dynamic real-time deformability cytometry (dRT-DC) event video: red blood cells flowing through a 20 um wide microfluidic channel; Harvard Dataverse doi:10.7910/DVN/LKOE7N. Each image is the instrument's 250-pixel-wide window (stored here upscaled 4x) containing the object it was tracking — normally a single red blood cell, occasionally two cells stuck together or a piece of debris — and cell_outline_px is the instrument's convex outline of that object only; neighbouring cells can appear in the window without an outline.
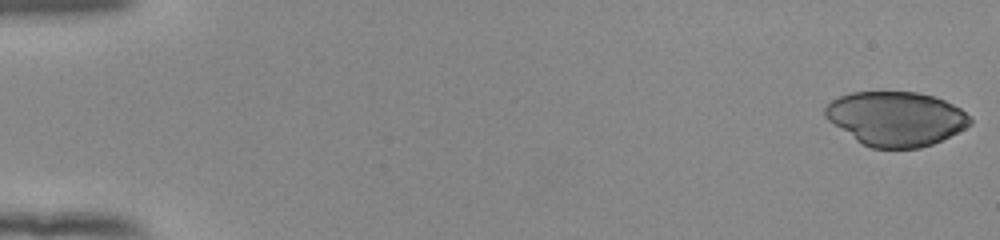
{"species": "human", "species_latin": "Homo sapiens", "temperature_condition": "room temperature", "stored_images_in_passage": 54, "camera_frame_rate_fps": 3000, "um_per_image_px": 0.085, "donor": {"sex": "female"}, "frame": {"image": 1, "passage_image": 1, "time_ms": 0.0, "image_size_px": [1000, 240], "cell_outline_px": [[972, 124], [932, 144], [920, 148], [872, 148], [856, 140], [828, 120], [824, 116], [824, 108], [832, 100], [840, 96], [852, 92], [916, 92], [932, 96], [944, 100], [960, 108], [972, 120]], "centroid_in_image_um": [76.13, 10.08], "position_along_channel_um": 8.9, "area_um2": 45.43}}
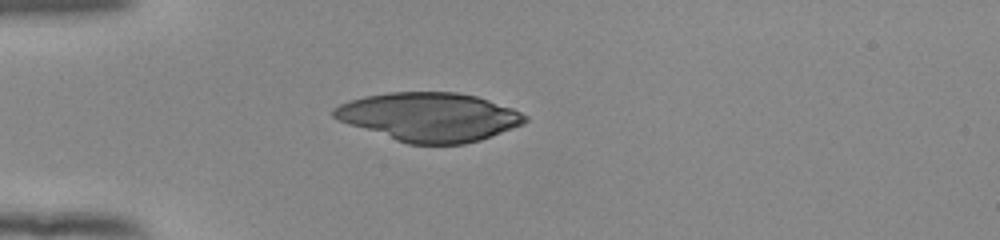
{"frame": {"image": 2, "passage_image": 16, "time_ms": 5.0, "image_size_px": [1000, 240], "cell_outline_px": [[528, 120], [524, 124], [492, 136], [480, 140], [464, 144], [408, 144], [348, 124], [332, 116], [332, 108], [340, 104], [364, 96], [388, 92], [456, 92], [476, 96], [512, 108], [528, 116]], "centroid_in_image_um": [36.5, 9.94], "position_along_channel_um": 48.5, "area_um2": 54.16}}
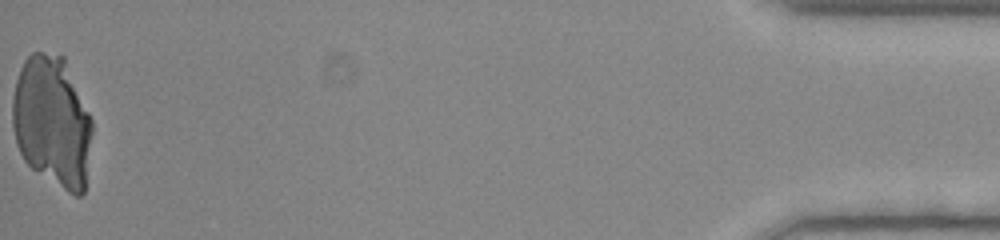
{"frame": {"image": 3, "passage_image": 54, "time_ms": 17.667, "image_size_px": [1000, 240], "cell_outline_px": [[92, 132], [84, 192], [80, 196], [76, 196], [68, 192], [32, 168], [24, 160], [16, 144], [12, 128], [12, 100], [16, 80], [20, 68], [24, 60], [32, 52], [40, 52], [64, 56], [92, 120]], "centroid_in_image_um": [4.42, 10.32], "position_along_channel_um": 430.8, "area_um2": 60.86}}